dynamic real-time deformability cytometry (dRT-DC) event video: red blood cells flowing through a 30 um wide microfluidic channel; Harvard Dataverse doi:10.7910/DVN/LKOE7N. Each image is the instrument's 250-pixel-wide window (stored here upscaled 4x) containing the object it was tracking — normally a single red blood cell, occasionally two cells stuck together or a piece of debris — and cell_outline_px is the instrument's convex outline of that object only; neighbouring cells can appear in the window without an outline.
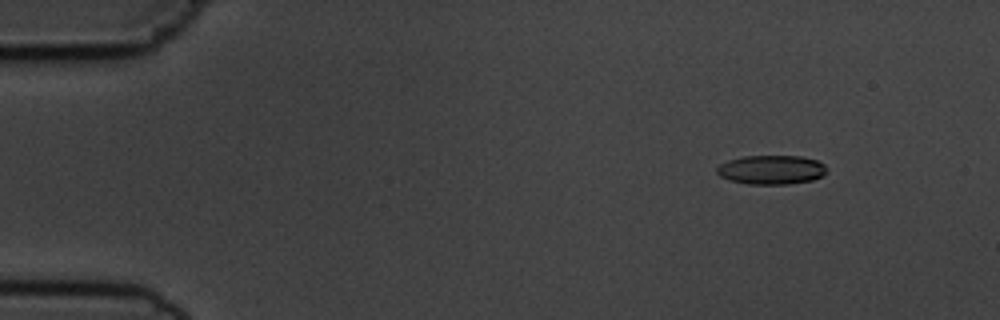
{"species": "common noctule bat (a hibernating species)", "species_latin": "Nyctalus noctula", "temperature_condition": "cold", "stored_images_in_passage": 4, "camera_frame_rate_fps": 3000, "um_per_image_px": 0.085, "animal": {"sex": "male", "body_mass_g": 19.5, "forearm_length_mm": 54.6}, "frame": {"image": 1, "passage_image": 2, "time_ms": 1.0, "image_size_px": [1000, 320], "cell_outline_px": [[824, 176], [812, 180], [788, 184], [748, 184], [728, 180], [720, 176], [716, 172], [716, 168], [720, 164], [728, 160], [744, 156], [800, 156], [816, 160], [824, 164]], "centroid_in_image_um": [65.53, 14.43], "position_along_channel_um": 19.5, "area_um2": 18.61}}
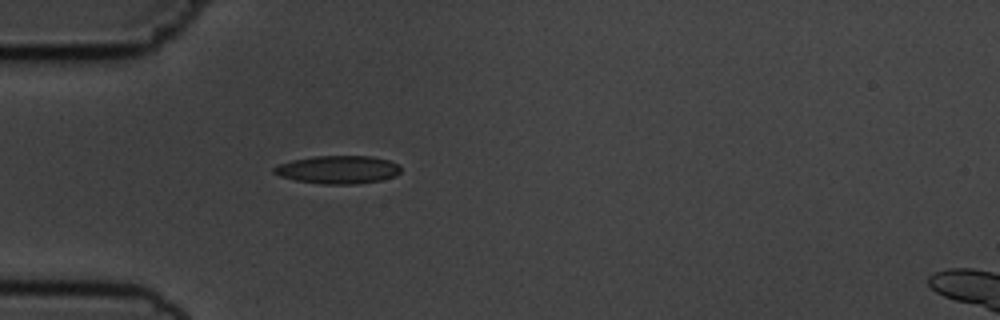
{"frame": {"image": 2, "passage_image": 4, "time_ms": 4.333, "image_size_px": [1000, 320], "cell_outline_px": [[400, 172], [396, 176], [380, 180], [356, 184], [320, 184], [296, 180], [280, 176], [272, 172], [272, 168], [280, 164], [292, 160], [312, 156], [372, 156], [388, 160], [400, 164]], "centroid_in_image_um": [28.74, 14.42], "position_along_channel_um": 56.3, "area_um2": 20.81}}